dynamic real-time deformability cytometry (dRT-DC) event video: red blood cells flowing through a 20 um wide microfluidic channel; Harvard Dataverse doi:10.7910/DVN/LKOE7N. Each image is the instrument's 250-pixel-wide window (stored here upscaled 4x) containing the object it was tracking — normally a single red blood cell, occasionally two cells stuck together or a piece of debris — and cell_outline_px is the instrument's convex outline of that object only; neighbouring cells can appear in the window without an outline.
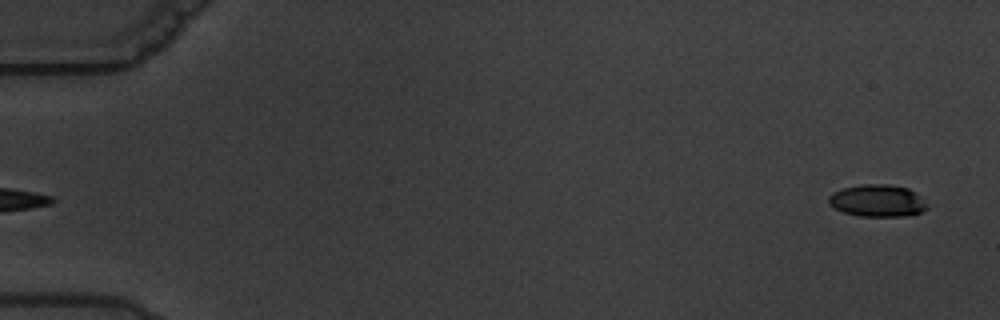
{"species": "common noctule bat (a hibernating species)", "species_latin": "Nyctalus noctula", "temperature_condition": "warm", "stored_images_in_passage": 6, "segment_of_instrument_passage": [2, 2], "camera_frame_rate_fps": 3000, "um_per_image_px": 0.085, "animal": {"sex": "male", "body_mass_g": 19.5, "forearm_length_mm": 54.6}, "frame": {"image": 1, "passage_image": 6, "time_ms": 7.0, "image_size_px": [1000, 320], "cell_outline_px": [[928, 208], [912, 216], [860, 216], [844, 212], [828, 204], [828, 196], [832, 192], [844, 188], [864, 184], [888, 184], [908, 188], [916, 192], [920, 196]], "centroid_in_image_um": [74.59, 17.06], "position_along_channel_um": 10.4, "area_um2": 18.44}}